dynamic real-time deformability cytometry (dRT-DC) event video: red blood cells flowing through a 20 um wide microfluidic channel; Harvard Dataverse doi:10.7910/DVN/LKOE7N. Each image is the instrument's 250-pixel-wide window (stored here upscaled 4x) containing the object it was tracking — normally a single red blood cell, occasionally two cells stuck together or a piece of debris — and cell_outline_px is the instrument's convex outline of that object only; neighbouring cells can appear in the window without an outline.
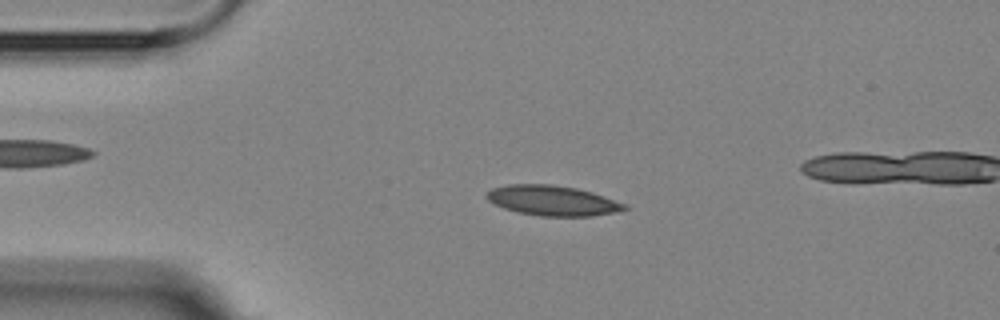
{"species": "Egyptian fruit bat (a non-hibernating species)", "species_latin": "Rousettus aegyptiacus", "temperature_condition": "room temperature", "stored_images_in_passage": 4, "camera_frame_rate_fps": 3000, "um_per_image_px": 0.085, "animal": {"sex": "female"}, "frame": {"image": 1, "passage_image": 2, "time_ms": 1.0, "image_size_px": [1000, 320], "cell_outline_px": [[628, 208], [616, 212], [592, 216], [540, 216], [516, 212], [492, 204], [484, 196], [492, 188], [508, 184], [552, 184], [576, 188], [592, 192], [628, 204]], "centroid_in_image_um": [46.95, 17.05], "position_along_channel_um": 38.0, "area_um2": 24.39}}